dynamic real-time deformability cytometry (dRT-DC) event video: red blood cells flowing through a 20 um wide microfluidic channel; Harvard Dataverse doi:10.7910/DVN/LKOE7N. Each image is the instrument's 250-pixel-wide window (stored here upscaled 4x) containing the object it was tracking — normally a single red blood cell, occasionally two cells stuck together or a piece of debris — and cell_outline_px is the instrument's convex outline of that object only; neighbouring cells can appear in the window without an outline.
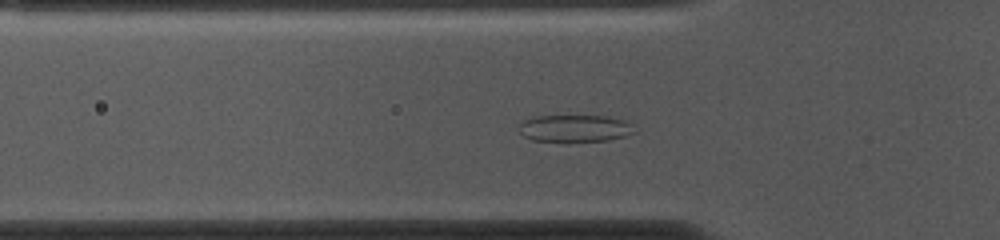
{"species": "common noctule bat (a hibernating species)", "species_latin": "Nyctalus noctula", "temperature_condition": "cold", "stored_images_in_passage": 31, "camera_frame_rate_fps": 3000, "um_per_image_px": 0.085, "animal": {"sex": "female", "body_mass_g": 10.0, "forearm_length_mm": 53.1}, "frame": {"image": 1, "passage_image": 16, "time_ms": 5.0, "image_size_px": [1000, 240], "cell_outline_px": [[636, 132], [624, 136], [608, 140], [532, 140], [524, 136], [520, 132], [520, 124], [524, 120], [532, 116], [608, 116], [624, 120], [632, 124]], "centroid_in_image_um": [48.88, 10.88], "position_along_channel_um": 76.9, "area_um2": 17.86}}
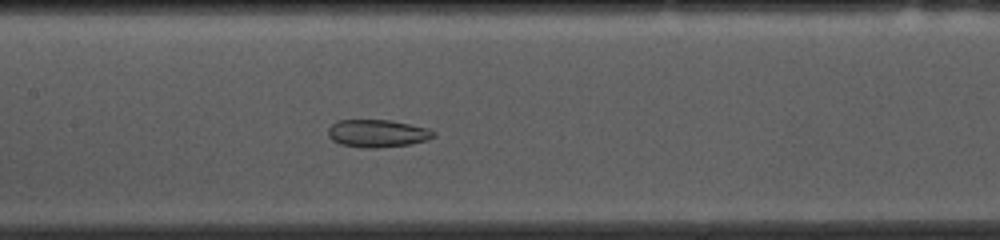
{"frame": {"image": 2, "passage_image": 24, "time_ms": 7.667, "image_size_px": [1000, 240], "cell_outline_px": [[436, 136], [428, 140], [412, 144], [376, 148], [364, 148], [340, 144], [332, 140], [328, 136], [328, 128], [336, 120], [388, 120], [428, 128], [436, 132]], "centroid_in_image_um": [32.09, 11.34], "position_along_channel_um": 175.3, "area_um2": 17.11}}
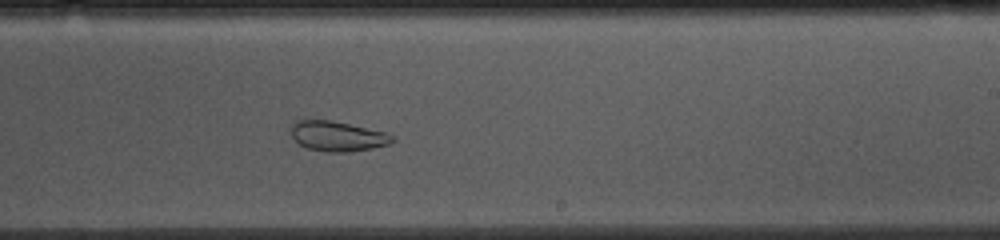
{"frame": {"image": 3, "passage_image": 31, "time_ms": 10.0, "image_size_px": [1000, 240], "cell_outline_px": [[396, 140], [388, 144], [372, 148], [348, 152], [328, 152], [308, 148], [300, 144], [292, 136], [292, 124], [296, 120], [332, 120], [384, 132], [396, 136]], "centroid_in_image_um": [28.71, 11.57], "position_along_channel_um": 260.3, "area_um2": 17.57}}